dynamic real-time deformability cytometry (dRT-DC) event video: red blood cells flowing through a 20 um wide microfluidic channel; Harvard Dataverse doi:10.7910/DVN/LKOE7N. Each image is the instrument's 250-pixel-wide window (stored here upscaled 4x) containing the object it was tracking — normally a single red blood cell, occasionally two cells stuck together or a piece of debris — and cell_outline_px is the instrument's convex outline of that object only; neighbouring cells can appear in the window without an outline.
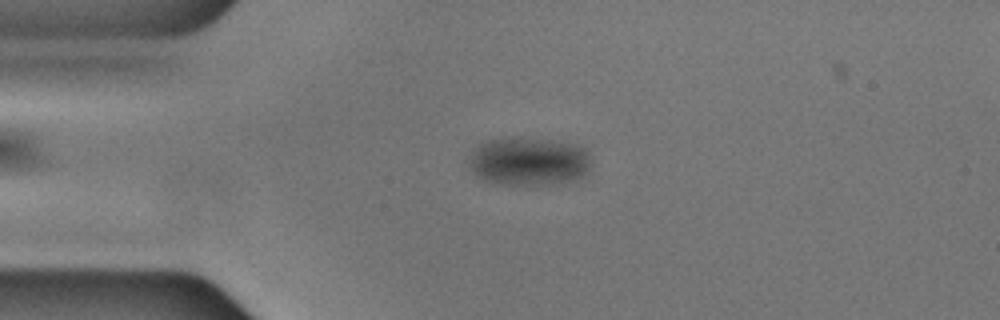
{"species": "common noctule bat (a hibernating species)", "species_latin": "Nyctalus noctula", "temperature_condition": "cold", "stored_images_in_passage": 55, "camera_frame_rate_fps": 3000, "um_per_image_px": 0.085, "animal": {"sex": "male", "body_mass_g": 17.9, "forearm_length_mm": 54.2}, "frame": {"image": 1, "passage_image": 12, "time_ms": 3.667, "image_size_px": [1000, 320], "cell_outline_px": [[592, 156], [588, 172], [572, 180], [560, 184], [500, 184], [484, 180], [472, 172], [472, 152], [476, 144], [484, 140], [544, 140], [580, 144]], "centroid_in_image_um": [45.01, 13.74], "position_along_channel_um": 40.0, "area_um2": 33.81}}
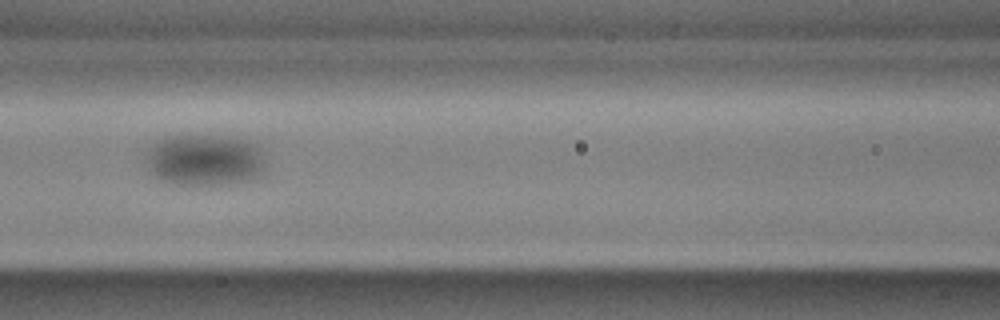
{"frame": {"image": 2, "passage_image": 23, "time_ms": 7.333, "image_size_px": [1000, 320], "cell_outline_px": [[264, 176], [252, 180], [228, 184], [176, 184], [160, 180], [148, 168], [144, 160], [148, 148], [152, 144], [160, 140], [172, 136], [208, 136], [244, 140], [252, 144], [260, 152], [264, 160]], "centroid_in_image_um": [17.37, 13.64], "position_along_channel_um": 149.2, "area_um2": 35.6}}
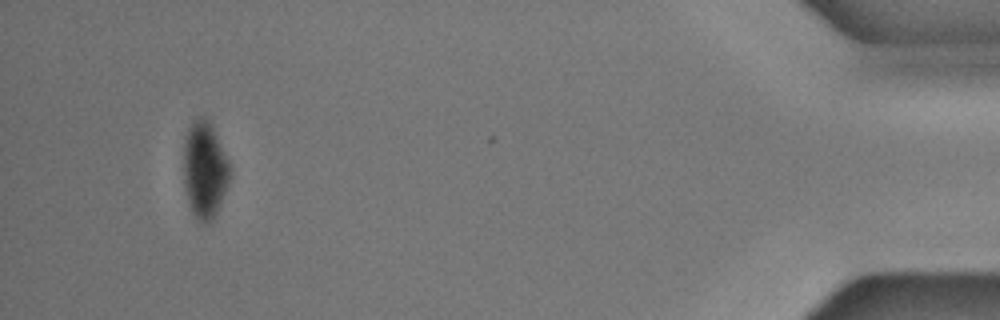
{"frame": {"image": 3, "passage_image": 52, "time_ms": 17.0, "image_size_px": [1000, 320], "cell_outline_px": [[232, 176], [216, 212], [212, 220], [204, 224], [196, 220], [188, 204], [184, 188], [184, 140], [188, 128], [196, 116], [204, 116], [208, 120], [232, 168]], "centroid_in_image_um": [17.39, 14.46], "position_along_channel_um": 417.8, "area_um2": 26.24}}